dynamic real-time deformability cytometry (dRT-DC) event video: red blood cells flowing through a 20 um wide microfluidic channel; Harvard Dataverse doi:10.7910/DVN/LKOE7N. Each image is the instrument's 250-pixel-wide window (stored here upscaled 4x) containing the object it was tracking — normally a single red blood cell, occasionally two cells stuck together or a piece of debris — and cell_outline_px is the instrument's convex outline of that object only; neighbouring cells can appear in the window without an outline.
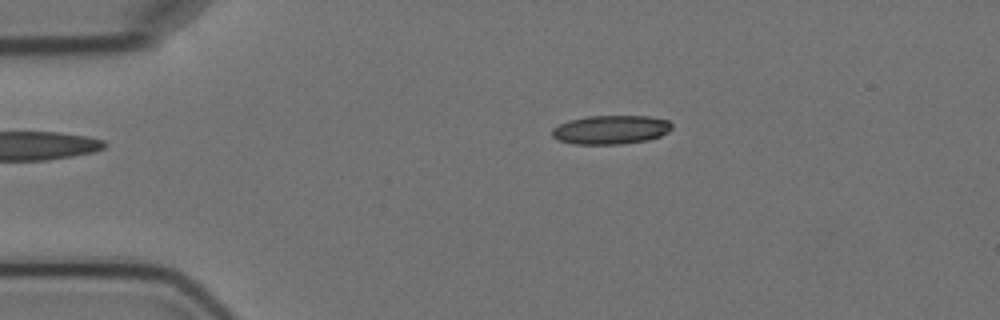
{"species": "Egyptian fruit bat (a non-hibernating species)", "species_latin": "Rousettus aegyptiacus", "temperature_condition": "cold", "stored_images_in_passage": 4, "camera_frame_rate_fps": 3000, "um_per_image_px": 0.085, "animal": {"sex": "female"}, "frame": {"image": 1, "passage_image": 2, "time_ms": 1.0, "image_size_px": [1000, 320], "cell_outline_px": [[672, 128], [668, 132], [660, 136], [648, 140], [620, 144], [572, 144], [556, 140], [552, 136], [552, 128], [568, 120], [588, 116], [648, 116], [668, 120], [672, 124]], "centroid_in_image_um": [51.9, 11.03], "position_along_channel_um": 33.1, "area_um2": 20.29}}
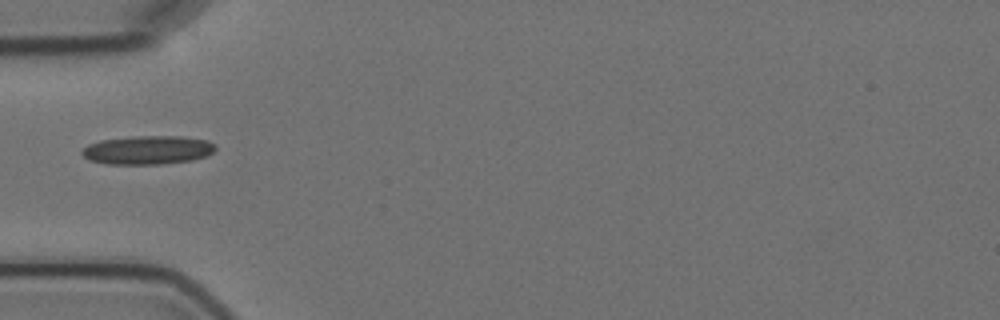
{"frame": {"image": 2, "passage_image": 4, "time_ms": 3.333, "image_size_px": [1000, 320], "cell_outline_px": [[216, 148], [208, 156], [192, 160], [160, 164], [108, 164], [88, 160], [80, 152], [88, 144], [100, 140], [136, 136], [180, 136], [208, 140], [216, 144]], "centroid_in_image_um": [12.57, 12.75], "position_along_channel_um": 72.4, "area_um2": 22.43}}